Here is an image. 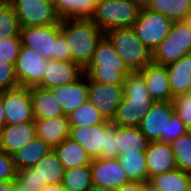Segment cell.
I'll use <instances>...</instances> for the list:
<instances>
[{
  "label": "cell",
  "mask_w": 191,
  "mask_h": 191,
  "mask_svg": "<svg viewBox=\"0 0 191 191\" xmlns=\"http://www.w3.org/2000/svg\"><path fill=\"white\" fill-rule=\"evenodd\" d=\"M67 117L70 126H92L106 121L89 100L80 105Z\"/></svg>",
  "instance_id": "obj_33"
},
{
  "label": "cell",
  "mask_w": 191,
  "mask_h": 191,
  "mask_svg": "<svg viewBox=\"0 0 191 191\" xmlns=\"http://www.w3.org/2000/svg\"><path fill=\"white\" fill-rule=\"evenodd\" d=\"M123 93L111 123L117 126H139L155 103L139 71H132L125 77Z\"/></svg>",
  "instance_id": "obj_1"
},
{
  "label": "cell",
  "mask_w": 191,
  "mask_h": 191,
  "mask_svg": "<svg viewBox=\"0 0 191 191\" xmlns=\"http://www.w3.org/2000/svg\"><path fill=\"white\" fill-rule=\"evenodd\" d=\"M105 36L132 71H139L153 61L152 52L138 38L132 27L112 29Z\"/></svg>",
  "instance_id": "obj_5"
},
{
  "label": "cell",
  "mask_w": 191,
  "mask_h": 191,
  "mask_svg": "<svg viewBox=\"0 0 191 191\" xmlns=\"http://www.w3.org/2000/svg\"><path fill=\"white\" fill-rule=\"evenodd\" d=\"M150 141L143 135L138 126H118V153L146 152Z\"/></svg>",
  "instance_id": "obj_27"
},
{
  "label": "cell",
  "mask_w": 191,
  "mask_h": 191,
  "mask_svg": "<svg viewBox=\"0 0 191 191\" xmlns=\"http://www.w3.org/2000/svg\"><path fill=\"white\" fill-rule=\"evenodd\" d=\"M166 67L172 96L189 93L191 90V54Z\"/></svg>",
  "instance_id": "obj_23"
},
{
  "label": "cell",
  "mask_w": 191,
  "mask_h": 191,
  "mask_svg": "<svg viewBox=\"0 0 191 191\" xmlns=\"http://www.w3.org/2000/svg\"><path fill=\"white\" fill-rule=\"evenodd\" d=\"M60 33L72 53V62L83 70L90 63L95 48L105 35L90 19H61Z\"/></svg>",
  "instance_id": "obj_2"
},
{
  "label": "cell",
  "mask_w": 191,
  "mask_h": 191,
  "mask_svg": "<svg viewBox=\"0 0 191 191\" xmlns=\"http://www.w3.org/2000/svg\"><path fill=\"white\" fill-rule=\"evenodd\" d=\"M41 191H67L61 183L47 184Z\"/></svg>",
  "instance_id": "obj_45"
},
{
  "label": "cell",
  "mask_w": 191,
  "mask_h": 191,
  "mask_svg": "<svg viewBox=\"0 0 191 191\" xmlns=\"http://www.w3.org/2000/svg\"><path fill=\"white\" fill-rule=\"evenodd\" d=\"M117 131L118 126L112 124L111 121L105 125V142L104 149H101V158L109 159L118 157Z\"/></svg>",
  "instance_id": "obj_38"
},
{
  "label": "cell",
  "mask_w": 191,
  "mask_h": 191,
  "mask_svg": "<svg viewBox=\"0 0 191 191\" xmlns=\"http://www.w3.org/2000/svg\"><path fill=\"white\" fill-rule=\"evenodd\" d=\"M53 148L38 137H35L29 144L13 153L12 160L16 171L34 167Z\"/></svg>",
  "instance_id": "obj_25"
},
{
  "label": "cell",
  "mask_w": 191,
  "mask_h": 191,
  "mask_svg": "<svg viewBox=\"0 0 191 191\" xmlns=\"http://www.w3.org/2000/svg\"><path fill=\"white\" fill-rule=\"evenodd\" d=\"M116 191H141V183L130 181L127 184H124Z\"/></svg>",
  "instance_id": "obj_44"
},
{
  "label": "cell",
  "mask_w": 191,
  "mask_h": 191,
  "mask_svg": "<svg viewBox=\"0 0 191 191\" xmlns=\"http://www.w3.org/2000/svg\"><path fill=\"white\" fill-rule=\"evenodd\" d=\"M129 181L145 182L148 180V171L145 152H125L117 157Z\"/></svg>",
  "instance_id": "obj_29"
},
{
  "label": "cell",
  "mask_w": 191,
  "mask_h": 191,
  "mask_svg": "<svg viewBox=\"0 0 191 191\" xmlns=\"http://www.w3.org/2000/svg\"><path fill=\"white\" fill-rule=\"evenodd\" d=\"M16 169L12 156L0 149V181L15 180Z\"/></svg>",
  "instance_id": "obj_41"
},
{
  "label": "cell",
  "mask_w": 191,
  "mask_h": 191,
  "mask_svg": "<svg viewBox=\"0 0 191 191\" xmlns=\"http://www.w3.org/2000/svg\"><path fill=\"white\" fill-rule=\"evenodd\" d=\"M34 118L51 119L64 115L50 89L29 87Z\"/></svg>",
  "instance_id": "obj_22"
},
{
  "label": "cell",
  "mask_w": 191,
  "mask_h": 191,
  "mask_svg": "<svg viewBox=\"0 0 191 191\" xmlns=\"http://www.w3.org/2000/svg\"><path fill=\"white\" fill-rule=\"evenodd\" d=\"M161 191H191V174L179 168L149 179Z\"/></svg>",
  "instance_id": "obj_28"
},
{
  "label": "cell",
  "mask_w": 191,
  "mask_h": 191,
  "mask_svg": "<svg viewBox=\"0 0 191 191\" xmlns=\"http://www.w3.org/2000/svg\"><path fill=\"white\" fill-rule=\"evenodd\" d=\"M172 21L161 13L140 8L133 29L143 44L153 52L162 40L168 36Z\"/></svg>",
  "instance_id": "obj_7"
},
{
  "label": "cell",
  "mask_w": 191,
  "mask_h": 191,
  "mask_svg": "<svg viewBox=\"0 0 191 191\" xmlns=\"http://www.w3.org/2000/svg\"><path fill=\"white\" fill-rule=\"evenodd\" d=\"M65 170L83 165H90L92 159L85 149L71 138H65L58 146L53 148Z\"/></svg>",
  "instance_id": "obj_24"
},
{
  "label": "cell",
  "mask_w": 191,
  "mask_h": 191,
  "mask_svg": "<svg viewBox=\"0 0 191 191\" xmlns=\"http://www.w3.org/2000/svg\"><path fill=\"white\" fill-rule=\"evenodd\" d=\"M141 191H161L153 185L149 180L141 182Z\"/></svg>",
  "instance_id": "obj_47"
},
{
  "label": "cell",
  "mask_w": 191,
  "mask_h": 191,
  "mask_svg": "<svg viewBox=\"0 0 191 191\" xmlns=\"http://www.w3.org/2000/svg\"><path fill=\"white\" fill-rule=\"evenodd\" d=\"M12 191H25L24 187H22L21 185H19L15 180H14V186Z\"/></svg>",
  "instance_id": "obj_51"
},
{
  "label": "cell",
  "mask_w": 191,
  "mask_h": 191,
  "mask_svg": "<svg viewBox=\"0 0 191 191\" xmlns=\"http://www.w3.org/2000/svg\"><path fill=\"white\" fill-rule=\"evenodd\" d=\"M176 160V167L191 173V131L170 143Z\"/></svg>",
  "instance_id": "obj_35"
},
{
  "label": "cell",
  "mask_w": 191,
  "mask_h": 191,
  "mask_svg": "<svg viewBox=\"0 0 191 191\" xmlns=\"http://www.w3.org/2000/svg\"><path fill=\"white\" fill-rule=\"evenodd\" d=\"M109 121L92 126H70L69 138L78 142L91 159L101 158L104 149L105 125Z\"/></svg>",
  "instance_id": "obj_18"
},
{
  "label": "cell",
  "mask_w": 191,
  "mask_h": 191,
  "mask_svg": "<svg viewBox=\"0 0 191 191\" xmlns=\"http://www.w3.org/2000/svg\"><path fill=\"white\" fill-rule=\"evenodd\" d=\"M14 180L0 181V191H12Z\"/></svg>",
  "instance_id": "obj_46"
},
{
  "label": "cell",
  "mask_w": 191,
  "mask_h": 191,
  "mask_svg": "<svg viewBox=\"0 0 191 191\" xmlns=\"http://www.w3.org/2000/svg\"><path fill=\"white\" fill-rule=\"evenodd\" d=\"M139 11L130 0H98L90 20L105 34L112 29L133 27Z\"/></svg>",
  "instance_id": "obj_4"
},
{
  "label": "cell",
  "mask_w": 191,
  "mask_h": 191,
  "mask_svg": "<svg viewBox=\"0 0 191 191\" xmlns=\"http://www.w3.org/2000/svg\"><path fill=\"white\" fill-rule=\"evenodd\" d=\"M189 130L176 114H173L168 123L166 143H171Z\"/></svg>",
  "instance_id": "obj_42"
},
{
  "label": "cell",
  "mask_w": 191,
  "mask_h": 191,
  "mask_svg": "<svg viewBox=\"0 0 191 191\" xmlns=\"http://www.w3.org/2000/svg\"><path fill=\"white\" fill-rule=\"evenodd\" d=\"M191 54V29L184 21L173 22L168 36L152 52L153 62L169 65Z\"/></svg>",
  "instance_id": "obj_6"
},
{
  "label": "cell",
  "mask_w": 191,
  "mask_h": 191,
  "mask_svg": "<svg viewBox=\"0 0 191 191\" xmlns=\"http://www.w3.org/2000/svg\"><path fill=\"white\" fill-rule=\"evenodd\" d=\"M6 125L34 121L29 87L18 86L2 91Z\"/></svg>",
  "instance_id": "obj_10"
},
{
  "label": "cell",
  "mask_w": 191,
  "mask_h": 191,
  "mask_svg": "<svg viewBox=\"0 0 191 191\" xmlns=\"http://www.w3.org/2000/svg\"><path fill=\"white\" fill-rule=\"evenodd\" d=\"M50 91L61 106L64 116H68L88 101V78L83 75L76 82L51 88Z\"/></svg>",
  "instance_id": "obj_16"
},
{
  "label": "cell",
  "mask_w": 191,
  "mask_h": 191,
  "mask_svg": "<svg viewBox=\"0 0 191 191\" xmlns=\"http://www.w3.org/2000/svg\"><path fill=\"white\" fill-rule=\"evenodd\" d=\"M15 181L24 187L25 191H41L45 187L34 167L23 168L16 171Z\"/></svg>",
  "instance_id": "obj_36"
},
{
  "label": "cell",
  "mask_w": 191,
  "mask_h": 191,
  "mask_svg": "<svg viewBox=\"0 0 191 191\" xmlns=\"http://www.w3.org/2000/svg\"><path fill=\"white\" fill-rule=\"evenodd\" d=\"M44 185L61 183L65 168L58 160L57 154L52 149L35 166Z\"/></svg>",
  "instance_id": "obj_31"
},
{
  "label": "cell",
  "mask_w": 191,
  "mask_h": 191,
  "mask_svg": "<svg viewBox=\"0 0 191 191\" xmlns=\"http://www.w3.org/2000/svg\"><path fill=\"white\" fill-rule=\"evenodd\" d=\"M132 70L118 55L110 40L104 35L99 41L92 59L84 69V75L91 81L123 85L124 79Z\"/></svg>",
  "instance_id": "obj_3"
},
{
  "label": "cell",
  "mask_w": 191,
  "mask_h": 191,
  "mask_svg": "<svg viewBox=\"0 0 191 191\" xmlns=\"http://www.w3.org/2000/svg\"><path fill=\"white\" fill-rule=\"evenodd\" d=\"M148 180L158 174L176 169V160L171 144L162 141L150 142L145 152Z\"/></svg>",
  "instance_id": "obj_20"
},
{
  "label": "cell",
  "mask_w": 191,
  "mask_h": 191,
  "mask_svg": "<svg viewBox=\"0 0 191 191\" xmlns=\"http://www.w3.org/2000/svg\"><path fill=\"white\" fill-rule=\"evenodd\" d=\"M89 191H116L115 189H110L107 187L95 186L93 185Z\"/></svg>",
  "instance_id": "obj_50"
},
{
  "label": "cell",
  "mask_w": 191,
  "mask_h": 191,
  "mask_svg": "<svg viewBox=\"0 0 191 191\" xmlns=\"http://www.w3.org/2000/svg\"><path fill=\"white\" fill-rule=\"evenodd\" d=\"M174 114L191 131V93L177 95L173 99Z\"/></svg>",
  "instance_id": "obj_37"
},
{
  "label": "cell",
  "mask_w": 191,
  "mask_h": 191,
  "mask_svg": "<svg viewBox=\"0 0 191 191\" xmlns=\"http://www.w3.org/2000/svg\"><path fill=\"white\" fill-rule=\"evenodd\" d=\"M98 0H53L60 19H91Z\"/></svg>",
  "instance_id": "obj_26"
},
{
  "label": "cell",
  "mask_w": 191,
  "mask_h": 191,
  "mask_svg": "<svg viewBox=\"0 0 191 191\" xmlns=\"http://www.w3.org/2000/svg\"><path fill=\"white\" fill-rule=\"evenodd\" d=\"M142 74L147 90L155 102H172L174 97L169 86L167 67L155 62L149 63L139 70Z\"/></svg>",
  "instance_id": "obj_17"
},
{
  "label": "cell",
  "mask_w": 191,
  "mask_h": 191,
  "mask_svg": "<svg viewBox=\"0 0 191 191\" xmlns=\"http://www.w3.org/2000/svg\"><path fill=\"white\" fill-rule=\"evenodd\" d=\"M191 29V13L183 20Z\"/></svg>",
  "instance_id": "obj_52"
},
{
  "label": "cell",
  "mask_w": 191,
  "mask_h": 191,
  "mask_svg": "<svg viewBox=\"0 0 191 191\" xmlns=\"http://www.w3.org/2000/svg\"><path fill=\"white\" fill-rule=\"evenodd\" d=\"M146 9L161 13L172 22H179L191 13V0H151Z\"/></svg>",
  "instance_id": "obj_30"
},
{
  "label": "cell",
  "mask_w": 191,
  "mask_h": 191,
  "mask_svg": "<svg viewBox=\"0 0 191 191\" xmlns=\"http://www.w3.org/2000/svg\"><path fill=\"white\" fill-rule=\"evenodd\" d=\"M61 184L67 191H89L93 186L90 165L65 170Z\"/></svg>",
  "instance_id": "obj_32"
},
{
  "label": "cell",
  "mask_w": 191,
  "mask_h": 191,
  "mask_svg": "<svg viewBox=\"0 0 191 191\" xmlns=\"http://www.w3.org/2000/svg\"><path fill=\"white\" fill-rule=\"evenodd\" d=\"M45 59L33 48L21 46L15 62V74L19 86H37L43 78Z\"/></svg>",
  "instance_id": "obj_13"
},
{
  "label": "cell",
  "mask_w": 191,
  "mask_h": 191,
  "mask_svg": "<svg viewBox=\"0 0 191 191\" xmlns=\"http://www.w3.org/2000/svg\"><path fill=\"white\" fill-rule=\"evenodd\" d=\"M21 25L13 6L10 3L0 4V39L1 41L18 37Z\"/></svg>",
  "instance_id": "obj_34"
},
{
  "label": "cell",
  "mask_w": 191,
  "mask_h": 191,
  "mask_svg": "<svg viewBox=\"0 0 191 191\" xmlns=\"http://www.w3.org/2000/svg\"><path fill=\"white\" fill-rule=\"evenodd\" d=\"M42 81L37 85L45 89L76 82L84 75V70L75 62L46 60Z\"/></svg>",
  "instance_id": "obj_15"
},
{
  "label": "cell",
  "mask_w": 191,
  "mask_h": 191,
  "mask_svg": "<svg viewBox=\"0 0 191 191\" xmlns=\"http://www.w3.org/2000/svg\"><path fill=\"white\" fill-rule=\"evenodd\" d=\"M36 137L34 121L5 125L0 131V149L8 155L29 144Z\"/></svg>",
  "instance_id": "obj_19"
},
{
  "label": "cell",
  "mask_w": 191,
  "mask_h": 191,
  "mask_svg": "<svg viewBox=\"0 0 191 191\" xmlns=\"http://www.w3.org/2000/svg\"><path fill=\"white\" fill-rule=\"evenodd\" d=\"M21 27H40L58 24L53 0H11Z\"/></svg>",
  "instance_id": "obj_8"
},
{
  "label": "cell",
  "mask_w": 191,
  "mask_h": 191,
  "mask_svg": "<svg viewBox=\"0 0 191 191\" xmlns=\"http://www.w3.org/2000/svg\"><path fill=\"white\" fill-rule=\"evenodd\" d=\"M6 125L4 107L2 101V92H0V131Z\"/></svg>",
  "instance_id": "obj_48"
},
{
  "label": "cell",
  "mask_w": 191,
  "mask_h": 191,
  "mask_svg": "<svg viewBox=\"0 0 191 191\" xmlns=\"http://www.w3.org/2000/svg\"><path fill=\"white\" fill-rule=\"evenodd\" d=\"M21 46L20 36L8 38L3 41L0 39V60L15 64Z\"/></svg>",
  "instance_id": "obj_39"
},
{
  "label": "cell",
  "mask_w": 191,
  "mask_h": 191,
  "mask_svg": "<svg viewBox=\"0 0 191 191\" xmlns=\"http://www.w3.org/2000/svg\"><path fill=\"white\" fill-rule=\"evenodd\" d=\"M173 114V102H155L138 127L150 142L166 143L168 123Z\"/></svg>",
  "instance_id": "obj_11"
},
{
  "label": "cell",
  "mask_w": 191,
  "mask_h": 191,
  "mask_svg": "<svg viewBox=\"0 0 191 191\" xmlns=\"http://www.w3.org/2000/svg\"><path fill=\"white\" fill-rule=\"evenodd\" d=\"M123 96V85H108L88 79V100L105 120L112 121Z\"/></svg>",
  "instance_id": "obj_12"
},
{
  "label": "cell",
  "mask_w": 191,
  "mask_h": 191,
  "mask_svg": "<svg viewBox=\"0 0 191 191\" xmlns=\"http://www.w3.org/2000/svg\"><path fill=\"white\" fill-rule=\"evenodd\" d=\"M56 60L72 61V53L64 36L60 34L56 39Z\"/></svg>",
  "instance_id": "obj_43"
},
{
  "label": "cell",
  "mask_w": 191,
  "mask_h": 191,
  "mask_svg": "<svg viewBox=\"0 0 191 191\" xmlns=\"http://www.w3.org/2000/svg\"><path fill=\"white\" fill-rule=\"evenodd\" d=\"M58 24L40 27H21L20 40L22 46L33 48L45 60H56V39L60 35Z\"/></svg>",
  "instance_id": "obj_9"
},
{
  "label": "cell",
  "mask_w": 191,
  "mask_h": 191,
  "mask_svg": "<svg viewBox=\"0 0 191 191\" xmlns=\"http://www.w3.org/2000/svg\"><path fill=\"white\" fill-rule=\"evenodd\" d=\"M19 86L15 74V65L0 60V92Z\"/></svg>",
  "instance_id": "obj_40"
},
{
  "label": "cell",
  "mask_w": 191,
  "mask_h": 191,
  "mask_svg": "<svg viewBox=\"0 0 191 191\" xmlns=\"http://www.w3.org/2000/svg\"><path fill=\"white\" fill-rule=\"evenodd\" d=\"M92 185L119 189L129 179L117 158H96L90 163Z\"/></svg>",
  "instance_id": "obj_14"
},
{
  "label": "cell",
  "mask_w": 191,
  "mask_h": 191,
  "mask_svg": "<svg viewBox=\"0 0 191 191\" xmlns=\"http://www.w3.org/2000/svg\"><path fill=\"white\" fill-rule=\"evenodd\" d=\"M36 137L43 140L51 148L58 146L65 138L69 137L70 124L67 116L51 119L35 118Z\"/></svg>",
  "instance_id": "obj_21"
},
{
  "label": "cell",
  "mask_w": 191,
  "mask_h": 191,
  "mask_svg": "<svg viewBox=\"0 0 191 191\" xmlns=\"http://www.w3.org/2000/svg\"><path fill=\"white\" fill-rule=\"evenodd\" d=\"M1 3H11V0H0V4Z\"/></svg>",
  "instance_id": "obj_53"
},
{
  "label": "cell",
  "mask_w": 191,
  "mask_h": 191,
  "mask_svg": "<svg viewBox=\"0 0 191 191\" xmlns=\"http://www.w3.org/2000/svg\"><path fill=\"white\" fill-rule=\"evenodd\" d=\"M130 1L136 4L139 8H146L151 0H130Z\"/></svg>",
  "instance_id": "obj_49"
}]
</instances>
